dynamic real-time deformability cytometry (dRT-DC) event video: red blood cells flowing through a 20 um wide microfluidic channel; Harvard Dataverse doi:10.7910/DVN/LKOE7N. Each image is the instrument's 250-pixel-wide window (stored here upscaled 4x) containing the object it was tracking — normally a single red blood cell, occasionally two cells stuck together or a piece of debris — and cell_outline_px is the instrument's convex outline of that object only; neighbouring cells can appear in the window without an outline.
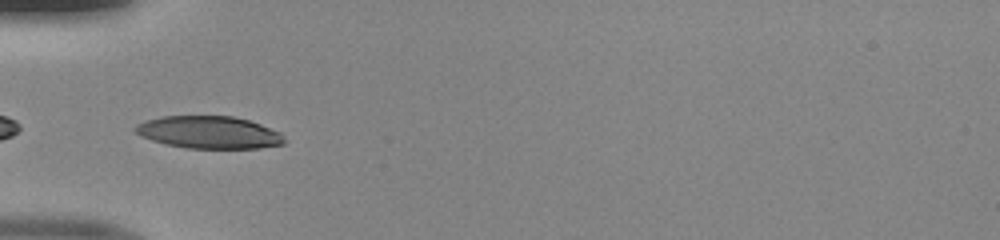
{"species": "human", "species_latin": "Homo sapiens", "temperature_condition": "room temperature", "stored_images_in_passage": 34, "camera_frame_rate_fps": 3000, "um_per_image_px": 0.085, "donor": {"sex": "male"}, "frame": {"image": 1, "passage_image": 1, "time_ms": 0.0, "image_size_px": [1000, 240], "cell_outline_px": [[284, 144], [260, 148], [188, 148], [164, 144], [140, 136], [132, 128], [136, 124], [144, 120], [160, 116], [232, 116], [248, 120], [260, 124], [280, 132], [284, 140]], "centroid_in_image_um": [17.71, 11.24], "position_along_channel_um": 67.3, "area_um2": 28.21}}
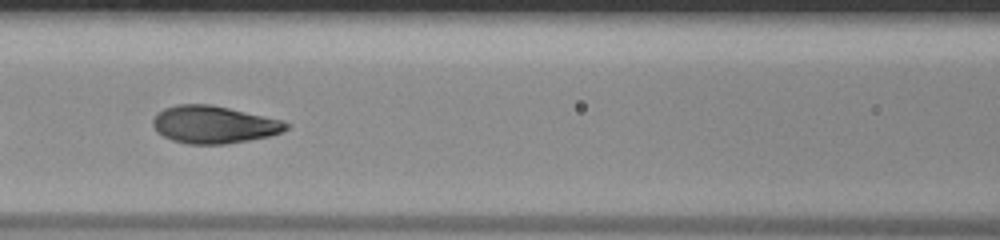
{"frame": {"image": 2, "passage_image": 7, "time_ms": 2.0, "image_size_px": [1000, 240], "cell_outline_px": [[292, 124], [288, 128], [280, 132], [268, 136], [248, 140], [224, 144], [188, 144], [172, 140], [156, 132], [152, 124], [152, 120], [164, 108], [176, 104], [212, 104], [284, 120]], "centroid_in_image_um": [18.19, 10.58], "position_along_channel_um": 148.4, "area_um2": 29.19}}
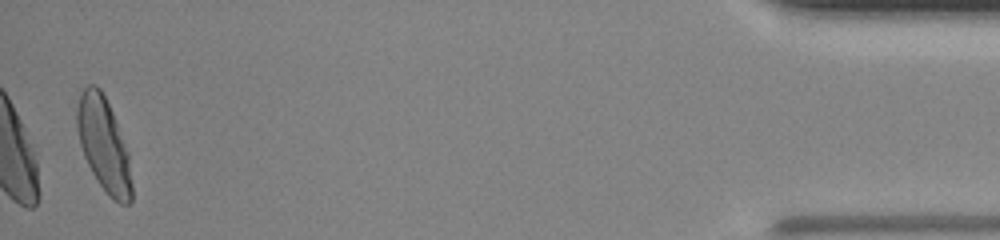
{"frame": {"image": 3, "passage_image": 33, "time_ms": 10.667, "image_size_px": [1000, 240], "cell_outline_px": [[132, 200], [128, 204], [120, 204], [112, 200], [100, 184], [92, 172], [84, 156], [80, 144], [76, 124], [76, 108], [80, 92], [88, 84], [96, 84], [100, 88], [112, 112], [128, 152], [132, 184]], "centroid_in_image_um": [8.81, 12.29], "position_along_channel_um": 426.4, "area_um2": 29.82}}